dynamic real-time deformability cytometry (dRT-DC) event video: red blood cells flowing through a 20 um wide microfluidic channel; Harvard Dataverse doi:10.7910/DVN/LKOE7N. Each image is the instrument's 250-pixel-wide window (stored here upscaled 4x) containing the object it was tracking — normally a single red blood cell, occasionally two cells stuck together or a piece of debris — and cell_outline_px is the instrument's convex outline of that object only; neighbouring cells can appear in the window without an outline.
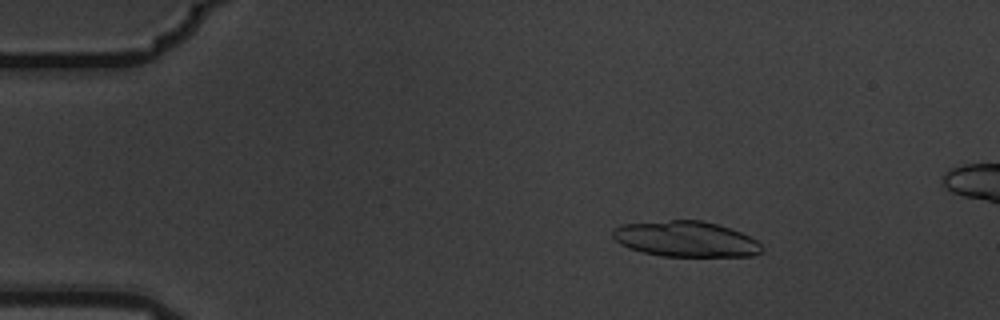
{"species": "common noctule bat (a hibernating species)", "species_latin": "Nyctalus noctula", "temperature_condition": "warm", "stored_images_in_passage": 5, "camera_frame_rate_fps": 3000, "um_per_image_px": 0.085, "animal": {"sex": "male", "body_mass_g": 19.5, "forearm_length_mm": 54.6}, "frame": {"image": 1, "passage_image": 2, "time_ms": 0.333, "image_size_px": [1000, 320], "cell_outline_px": [[764, 252], [752, 256], [660, 256], [628, 248], [620, 244], [612, 236], [612, 228], [620, 224], [668, 220], [700, 220], [716, 224], [740, 232], [756, 240], [764, 248]], "centroid_in_image_um": [58.27, 20.32], "position_along_channel_um": 26.7, "area_um2": 31.04}}